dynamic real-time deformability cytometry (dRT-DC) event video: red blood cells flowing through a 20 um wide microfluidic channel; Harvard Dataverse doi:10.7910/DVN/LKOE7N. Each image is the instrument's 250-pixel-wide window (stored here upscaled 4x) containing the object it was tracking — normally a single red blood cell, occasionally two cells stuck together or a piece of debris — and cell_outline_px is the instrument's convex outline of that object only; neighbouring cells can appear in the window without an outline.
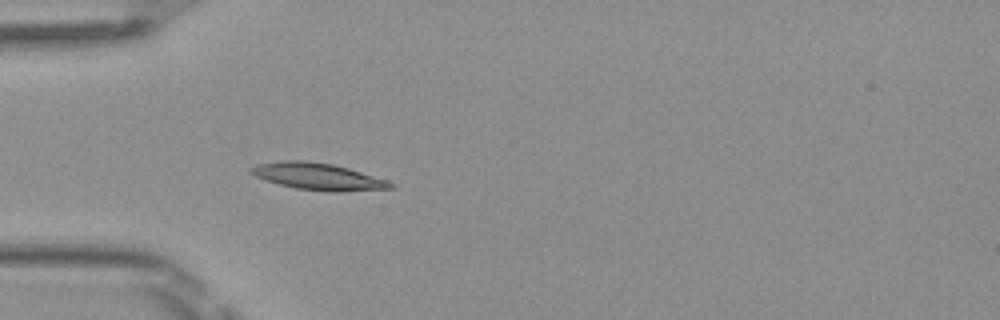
{"species": "Egyptian fruit bat (a non-hibernating species)", "species_latin": "Rousettus aegyptiacus", "temperature_condition": "room temperature", "stored_images_in_passage": 5, "camera_frame_rate_fps": 3000, "um_per_image_px": 0.085, "frame": {"image": 1, "passage_image": 5, "time_ms": 1.333, "image_size_px": [1000, 320], "cell_outline_px": [[396, 188], [336, 192], [332, 192], [296, 188], [280, 184], [256, 176], [248, 172], [248, 168], [256, 164], [280, 160], [304, 160], [332, 164], [348, 168], [388, 180], [396, 184]], "centroid_in_image_um": [27.05, 14.99], "position_along_channel_um": 58.0, "area_um2": 21.91}}